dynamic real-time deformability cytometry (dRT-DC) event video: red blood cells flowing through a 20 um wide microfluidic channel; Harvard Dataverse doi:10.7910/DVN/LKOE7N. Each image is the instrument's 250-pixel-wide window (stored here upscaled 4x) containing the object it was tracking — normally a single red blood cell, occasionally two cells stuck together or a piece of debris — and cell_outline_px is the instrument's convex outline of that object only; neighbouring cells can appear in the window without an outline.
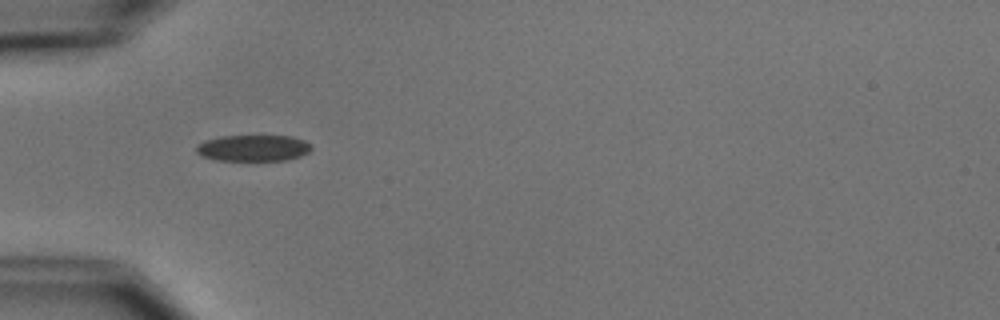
{"species": "common noctule bat (a hibernating species)", "species_latin": "Nyctalus noctula", "temperature_condition": "cold", "stored_images_in_passage": 2, "camera_frame_rate_fps": 3000, "um_per_image_px": 0.085, "animal": {"sex": "male", "body_mass_g": 15.6}, "frame": {"image": 1, "passage_image": 1, "time_ms": 0.0, "image_size_px": [1000, 320], "cell_outline_px": [[312, 148], [308, 152], [300, 156], [288, 160], [216, 160], [204, 156], [196, 152], [196, 144], [204, 140], [220, 136], [292, 136], [304, 140], [312, 144]], "centroid_in_image_um": [21.53, 12.57], "position_along_channel_um": 63.5, "area_um2": 17.69}}